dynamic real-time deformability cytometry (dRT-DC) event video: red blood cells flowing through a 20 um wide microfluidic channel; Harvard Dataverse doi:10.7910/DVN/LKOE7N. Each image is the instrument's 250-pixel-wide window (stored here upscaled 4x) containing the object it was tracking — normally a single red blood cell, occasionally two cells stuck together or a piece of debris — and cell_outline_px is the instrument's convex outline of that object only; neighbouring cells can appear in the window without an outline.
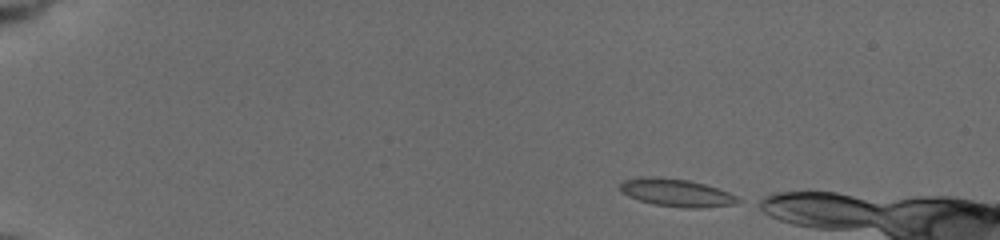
{"species": "common noctule bat (a hibernating species)", "species_latin": "Nyctalus noctula", "temperature_condition": "cold", "stored_images_in_passage": 15, "camera_frame_rate_fps": 3000, "um_per_image_px": 0.085, "animal": {"sex": "female", "body_mass_g": 19.5, "forearm_length_mm": 54.1}, "frame": {"image": 1, "passage_image": 1, "time_ms": 0.0, "image_size_px": [1000, 240], "cell_outline_px": [[744, 200], [736, 204], [696, 208], [688, 208], [656, 204], [640, 200], [628, 196], [620, 192], [620, 184], [624, 180], [640, 176], [660, 176], [688, 180], [704, 184], [728, 192]], "centroid_in_image_um": [57.48, 16.36], "position_along_channel_um": 27.5, "area_um2": 19.02}}
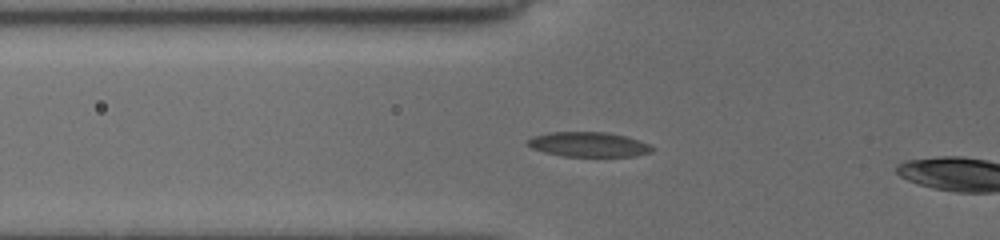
{"frame": {"image": 2, "passage_image": 13, "time_ms": 4.0, "image_size_px": [1000, 240], "cell_outline_px": [[656, 148], [652, 152], [636, 156], [564, 156], [544, 152], [532, 148], [524, 144], [528, 140], [536, 136], [548, 132], [604, 132], [624, 136], [640, 140]], "centroid_in_image_um": [50.05, 12.28], "position_along_channel_um": 75.8, "area_um2": 17.92}}